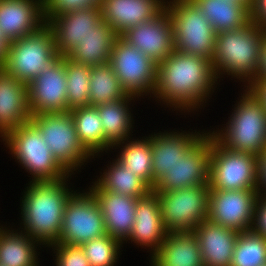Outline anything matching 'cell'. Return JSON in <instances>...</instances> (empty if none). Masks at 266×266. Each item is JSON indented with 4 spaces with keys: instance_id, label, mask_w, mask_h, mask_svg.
<instances>
[{
    "instance_id": "obj_33",
    "label": "cell",
    "mask_w": 266,
    "mask_h": 266,
    "mask_svg": "<svg viewBox=\"0 0 266 266\" xmlns=\"http://www.w3.org/2000/svg\"><path fill=\"white\" fill-rule=\"evenodd\" d=\"M147 138V139H146ZM144 137L142 140L118 143L122 150L117 160L125 167L141 178L151 189L153 188L152 176V150L151 137ZM125 144V146H123Z\"/></svg>"
},
{
    "instance_id": "obj_3",
    "label": "cell",
    "mask_w": 266,
    "mask_h": 266,
    "mask_svg": "<svg viewBox=\"0 0 266 266\" xmlns=\"http://www.w3.org/2000/svg\"><path fill=\"white\" fill-rule=\"evenodd\" d=\"M265 32L266 28L251 20L240 29L217 33L211 60L217 79L224 72L249 83L257 73L260 44Z\"/></svg>"
},
{
    "instance_id": "obj_41",
    "label": "cell",
    "mask_w": 266,
    "mask_h": 266,
    "mask_svg": "<svg viewBox=\"0 0 266 266\" xmlns=\"http://www.w3.org/2000/svg\"><path fill=\"white\" fill-rule=\"evenodd\" d=\"M265 80H266V32L260 44V58L257 67V73L255 77L248 84L250 85L252 82H261Z\"/></svg>"
},
{
    "instance_id": "obj_14",
    "label": "cell",
    "mask_w": 266,
    "mask_h": 266,
    "mask_svg": "<svg viewBox=\"0 0 266 266\" xmlns=\"http://www.w3.org/2000/svg\"><path fill=\"white\" fill-rule=\"evenodd\" d=\"M211 134L205 135L154 185L152 191H172L209 185Z\"/></svg>"
},
{
    "instance_id": "obj_18",
    "label": "cell",
    "mask_w": 266,
    "mask_h": 266,
    "mask_svg": "<svg viewBox=\"0 0 266 266\" xmlns=\"http://www.w3.org/2000/svg\"><path fill=\"white\" fill-rule=\"evenodd\" d=\"M164 0H101L103 20L118 36L127 29L152 20L165 9Z\"/></svg>"
},
{
    "instance_id": "obj_28",
    "label": "cell",
    "mask_w": 266,
    "mask_h": 266,
    "mask_svg": "<svg viewBox=\"0 0 266 266\" xmlns=\"http://www.w3.org/2000/svg\"><path fill=\"white\" fill-rule=\"evenodd\" d=\"M134 98L136 97L128 95L126 98L95 107L104 130L105 150H110L111 147L113 148L118 143L125 142L130 138L133 118H131L132 114L129 111L128 103Z\"/></svg>"
},
{
    "instance_id": "obj_26",
    "label": "cell",
    "mask_w": 266,
    "mask_h": 266,
    "mask_svg": "<svg viewBox=\"0 0 266 266\" xmlns=\"http://www.w3.org/2000/svg\"><path fill=\"white\" fill-rule=\"evenodd\" d=\"M117 37L112 27L102 20L66 57L88 67L109 63Z\"/></svg>"
},
{
    "instance_id": "obj_2",
    "label": "cell",
    "mask_w": 266,
    "mask_h": 266,
    "mask_svg": "<svg viewBox=\"0 0 266 266\" xmlns=\"http://www.w3.org/2000/svg\"><path fill=\"white\" fill-rule=\"evenodd\" d=\"M66 178L58 181L30 182L24 192L21 215L24 231L36 244L49 247L58 242L64 209L73 191Z\"/></svg>"
},
{
    "instance_id": "obj_17",
    "label": "cell",
    "mask_w": 266,
    "mask_h": 266,
    "mask_svg": "<svg viewBox=\"0 0 266 266\" xmlns=\"http://www.w3.org/2000/svg\"><path fill=\"white\" fill-rule=\"evenodd\" d=\"M102 20L100 6L75 9L48 19L58 56L65 57Z\"/></svg>"
},
{
    "instance_id": "obj_40",
    "label": "cell",
    "mask_w": 266,
    "mask_h": 266,
    "mask_svg": "<svg viewBox=\"0 0 266 266\" xmlns=\"http://www.w3.org/2000/svg\"><path fill=\"white\" fill-rule=\"evenodd\" d=\"M251 20L256 25L266 28V0H253Z\"/></svg>"
},
{
    "instance_id": "obj_6",
    "label": "cell",
    "mask_w": 266,
    "mask_h": 266,
    "mask_svg": "<svg viewBox=\"0 0 266 266\" xmlns=\"http://www.w3.org/2000/svg\"><path fill=\"white\" fill-rule=\"evenodd\" d=\"M2 139L20 165L33 175L32 182L58 181L69 175L31 121L9 131Z\"/></svg>"
},
{
    "instance_id": "obj_31",
    "label": "cell",
    "mask_w": 266,
    "mask_h": 266,
    "mask_svg": "<svg viewBox=\"0 0 266 266\" xmlns=\"http://www.w3.org/2000/svg\"><path fill=\"white\" fill-rule=\"evenodd\" d=\"M82 146L94 157L105 150L104 130L95 107L83 106L70 110ZM95 154V155H94Z\"/></svg>"
},
{
    "instance_id": "obj_44",
    "label": "cell",
    "mask_w": 266,
    "mask_h": 266,
    "mask_svg": "<svg viewBox=\"0 0 266 266\" xmlns=\"http://www.w3.org/2000/svg\"><path fill=\"white\" fill-rule=\"evenodd\" d=\"M10 42L11 41L0 31V67L5 63Z\"/></svg>"
},
{
    "instance_id": "obj_27",
    "label": "cell",
    "mask_w": 266,
    "mask_h": 266,
    "mask_svg": "<svg viewBox=\"0 0 266 266\" xmlns=\"http://www.w3.org/2000/svg\"><path fill=\"white\" fill-rule=\"evenodd\" d=\"M216 33L237 30L251 21L252 3L231 0H192Z\"/></svg>"
},
{
    "instance_id": "obj_15",
    "label": "cell",
    "mask_w": 266,
    "mask_h": 266,
    "mask_svg": "<svg viewBox=\"0 0 266 266\" xmlns=\"http://www.w3.org/2000/svg\"><path fill=\"white\" fill-rule=\"evenodd\" d=\"M64 57L59 56L28 85L32 115L68 112Z\"/></svg>"
},
{
    "instance_id": "obj_39",
    "label": "cell",
    "mask_w": 266,
    "mask_h": 266,
    "mask_svg": "<svg viewBox=\"0 0 266 266\" xmlns=\"http://www.w3.org/2000/svg\"><path fill=\"white\" fill-rule=\"evenodd\" d=\"M251 230L266 238V197L259 195L255 203L254 220Z\"/></svg>"
},
{
    "instance_id": "obj_34",
    "label": "cell",
    "mask_w": 266,
    "mask_h": 266,
    "mask_svg": "<svg viewBox=\"0 0 266 266\" xmlns=\"http://www.w3.org/2000/svg\"><path fill=\"white\" fill-rule=\"evenodd\" d=\"M66 72V100L68 110L76 107L89 106V87L91 67L69 60L64 57Z\"/></svg>"
},
{
    "instance_id": "obj_20",
    "label": "cell",
    "mask_w": 266,
    "mask_h": 266,
    "mask_svg": "<svg viewBox=\"0 0 266 266\" xmlns=\"http://www.w3.org/2000/svg\"><path fill=\"white\" fill-rule=\"evenodd\" d=\"M99 203L106 233L121 243L132 232L137 198L101 190L95 183L89 188Z\"/></svg>"
},
{
    "instance_id": "obj_11",
    "label": "cell",
    "mask_w": 266,
    "mask_h": 266,
    "mask_svg": "<svg viewBox=\"0 0 266 266\" xmlns=\"http://www.w3.org/2000/svg\"><path fill=\"white\" fill-rule=\"evenodd\" d=\"M109 64L127 95L138 97L153 94L157 64L120 36L115 39Z\"/></svg>"
},
{
    "instance_id": "obj_7",
    "label": "cell",
    "mask_w": 266,
    "mask_h": 266,
    "mask_svg": "<svg viewBox=\"0 0 266 266\" xmlns=\"http://www.w3.org/2000/svg\"><path fill=\"white\" fill-rule=\"evenodd\" d=\"M58 57L53 31L45 23L34 33L10 42L2 68L28 85Z\"/></svg>"
},
{
    "instance_id": "obj_9",
    "label": "cell",
    "mask_w": 266,
    "mask_h": 266,
    "mask_svg": "<svg viewBox=\"0 0 266 266\" xmlns=\"http://www.w3.org/2000/svg\"><path fill=\"white\" fill-rule=\"evenodd\" d=\"M258 156L229 150L211 135L209 186L214 190L258 189Z\"/></svg>"
},
{
    "instance_id": "obj_43",
    "label": "cell",
    "mask_w": 266,
    "mask_h": 266,
    "mask_svg": "<svg viewBox=\"0 0 266 266\" xmlns=\"http://www.w3.org/2000/svg\"><path fill=\"white\" fill-rule=\"evenodd\" d=\"M246 87L256 96L266 110V80L261 82H252Z\"/></svg>"
},
{
    "instance_id": "obj_42",
    "label": "cell",
    "mask_w": 266,
    "mask_h": 266,
    "mask_svg": "<svg viewBox=\"0 0 266 266\" xmlns=\"http://www.w3.org/2000/svg\"><path fill=\"white\" fill-rule=\"evenodd\" d=\"M258 191L259 195L266 197V147L265 149L258 155ZM264 187V189L262 187ZM262 188V189H261ZM264 191V193L262 191ZM262 192V194H261Z\"/></svg>"
},
{
    "instance_id": "obj_36",
    "label": "cell",
    "mask_w": 266,
    "mask_h": 266,
    "mask_svg": "<svg viewBox=\"0 0 266 266\" xmlns=\"http://www.w3.org/2000/svg\"><path fill=\"white\" fill-rule=\"evenodd\" d=\"M121 246L122 243L119 240L108 234L81 244L91 266H114L119 258L118 250Z\"/></svg>"
},
{
    "instance_id": "obj_25",
    "label": "cell",
    "mask_w": 266,
    "mask_h": 266,
    "mask_svg": "<svg viewBox=\"0 0 266 266\" xmlns=\"http://www.w3.org/2000/svg\"><path fill=\"white\" fill-rule=\"evenodd\" d=\"M151 259V266H204L198 238L193 231L167 233Z\"/></svg>"
},
{
    "instance_id": "obj_12",
    "label": "cell",
    "mask_w": 266,
    "mask_h": 266,
    "mask_svg": "<svg viewBox=\"0 0 266 266\" xmlns=\"http://www.w3.org/2000/svg\"><path fill=\"white\" fill-rule=\"evenodd\" d=\"M106 233L104 217L93 193H74L69 197L57 243L81 245Z\"/></svg>"
},
{
    "instance_id": "obj_32",
    "label": "cell",
    "mask_w": 266,
    "mask_h": 266,
    "mask_svg": "<svg viewBox=\"0 0 266 266\" xmlns=\"http://www.w3.org/2000/svg\"><path fill=\"white\" fill-rule=\"evenodd\" d=\"M127 96L109 63L91 67L89 106L96 107Z\"/></svg>"
},
{
    "instance_id": "obj_38",
    "label": "cell",
    "mask_w": 266,
    "mask_h": 266,
    "mask_svg": "<svg viewBox=\"0 0 266 266\" xmlns=\"http://www.w3.org/2000/svg\"><path fill=\"white\" fill-rule=\"evenodd\" d=\"M101 0H43L45 22L54 15L75 9L100 6Z\"/></svg>"
},
{
    "instance_id": "obj_4",
    "label": "cell",
    "mask_w": 266,
    "mask_h": 266,
    "mask_svg": "<svg viewBox=\"0 0 266 266\" xmlns=\"http://www.w3.org/2000/svg\"><path fill=\"white\" fill-rule=\"evenodd\" d=\"M244 91L227 126L210 134L229 150L258 156L266 147V110L248 88Z\"/></svg>"
},
{
    "instance_id": "obj_23",
    "label": "cell",
    "mask_w": 266,
    "mask_h": 266,
    "mask_svg": "<svg viewBox=\"0 0 266 266\" xmlns=\"http://www.w3.org/2000/svg\"><path fill=\"white\" fill-rule=\"evenodd\" d=\"M186 133V134H185ZM166 132L151 135L152 176L155 183L205 135L195 132Z\"/></svg>"
},
{
    "instance_id": "obj_30",
    "label": "cell",
    "mask_w": 266,
    "mask_h": 266,
    "mask_svg": "<svg viewBox=\"0 0 266 266\" xmlns=\"http://www.w3.org/2000/svg\"><path fill=\"white\" fill-rule=\"evenodd\" d=\"M100 178L94 183L105 191L126 195L128 197L142 198L152 189L132 171L115 159Z\"/></svg>"
},
{
    "instance_id": "obj_37",
    "label": "cell",
    "mask_w": 266,
    "mask_h": 266,
    "mask_svg": "<svg viewBox=\"0 0 266 266\" xmlns=\"http://www.w3.org/2000/svg\"><path fill=\"white\" fill-rule=\"evenodd\" d=\"M50 246L56 250V266H91L81 245L55 243Z\"/></svg>"
},
{
    "instance_id": "obj_5",
    "label": "cell",
    "mask_w": 266,
    "mask_h": 266,
    "mask_svg": "<svg viewBox=\"0 0 266 266\" xmlns=\"http://www.w3.org/2000/svg\"><path fill=\"white\" fill-rule=\"evenodd\" d=\"M165 9L172 20L174 49L185 54L212 60L216 32L203 12L192 0L166 2Z\"/></svg>"
},
{
    "instance_id": "obj_8",
    "label": "cell",
    "mask_w": 266,
    "mask_h": 266,
    "mask_svg": "<svg viewBox=\"0 0 266 266\" xmlns=\"http://www.w3.org/2000/svg\"><path fill=\"white\" fill-rule=\"evenodd\" d=\"M153 192L159 197L160 213L168 233L192 232L208 217L209 185Z\"/></svg>"
},
{
    "instance_id": "obj_45",
    "label": "cell",
    "mask_w": 266,
    "mask_h": 266,
    "mask_svg": "<svg viewBox=\"0 0 266 266\" xmlns=\"http://www.w3.org/2000/svg\"><path fill=\"white\" fill-rule=\"evenodd\" d=\"M231 1H235V2H238V3H252L251 0H231Z\"/></svg>"
},
{
    "instance_id": "obj_29",
    "label": "cell",
    "mask_w": 266,
    "mask_h": 266,
    "mask_svg": "<svg viewBox=\"0 0 266 266\" xmlns=\"http://www.w3.org/2000/svg\"><path fill=\"white\" fill-rule=\"evenodd\" d=\"M14 232L0 228V266H38L37 241L22 230Z\"/></svg>"
},
{
    "instance_id": "obj_21",
    "label": "cell",
    "mask_w": 266,
    "mask_h": 266,
    "mask_svg": "<svg viewBox=\"0 0 266 266\" xmlns=\"http://www.w3.org/2000/svg\"><path fill=\"white\" fill-rule=\"evenodd\" d=\"M27 84L0 67V135L30 121Z\"/></svg>"
},
{
    "instance_id": "obj_16",
    "label": "cell",
    "mask_w": 266,
    "mask_h": 266,
    "mask_svg": "<svg viewBox=\"0 0 266 266\" xmlns=\"http://www.w3.org/2000/svg\"><path fill=\"white\" fill-rule=\"evenodd\" d=\"M120 37L156 64L174 51L173 25L166 9L152 20L127 29Z\"/></svg>"
},
{
    "instance_id": "obj_35",
    "label": "cell",
    "mask_w": 266,
    "mask_h": 266,
    "mask_svg": "<svg viewBox=\"0 0 266 266\" xmlns=\"http://www.w3.org/2000/svg\"><path fill=\"white\" fill-rule=\"evenodd\" d=\"M266 265V238L252 230L240 232L233 251L231 266Z\"/></svg>"
},
{
    "instance_id": "obj_13",
    "label": "cell",
    "mask_w": 266,
    "mask_h": 266,
    "mask_svg": "<svg viewBox=\"0 0 266 266\" xmlns=\"http://www.w3.org/2000/svg\"><path fill=\"white\" fill-rule=\"evenodd\" d=\"M258 189H210L207 219L236 232L251 230Z\"/></svg>"
},
{
    "instance_id": "obj_1",
    "label": "cell",
    "mask_w": 266,
    "mask_h": 266,
    "mask_svg": "<svg viewBox=\"0 0 266 266\" xmlns=\"http://www.w3.org/2000/svg\"><path fill=\"white\" fill-rule=\"evenodd\" d=\"M215 83L217 77L210 60L174 49L157 64L153 94L174 109L194 110L201 102L206 103Z\"/></svg>"
},
{
    "instance_id": "obj_22",
    "label": "cell",
    "mask_w": 266,
    "mask_h": 266,
    "mask_svg": "<svg viewBox=\"0 0 266 266\" xmlns=\"http://www.w3.org/2000/svg\"><path fill=\"white\" fill-rule=\"evenodd\" d=\"M167 230L163 224L160 213L159 197L157 193L150 191L146 196L137 199L135 208V220L132 232L127 240L150 247L154 254L164 241Z\"/></svg>"
},
{
    "instance_id": "obj_24",
    "label": "cell",
    "mask_w": 266,
    "mask_h": 266,
    "mask_svg": "<svg viewBox=\"0 0 266 266\" xmlns=\"http://www.w3.org/2000/svg\"><path fill=\"white\" fill-rule=\"evenodd\" d=\"M193 232L198 238L204 266H231L239 232L208 219L200 223Z\"/></svg>"
},
{
    "instance_id": "obj_10",
    "label": "cell",
    "mask_w": 266,
    "mask_h": 266,
    "mask_svg": "<svg viewBox=\"0 0 266 266\" xmlns=\"http://www.w3.org/2000/svg\"><path fill=\"white\" fill-rule=\"evenodd\" d=\"M30 121L42 134L55 159L69 173L92 157L78 138L70 111L32 115Z\"/></svg>"
},
{
    "instance_id": "obj_19",
    "label": "cell",
    "mask_w": 266,
    "mask_h": 266,
    "mask_svg": "<svg viewBox=\"0 0 266 266\" xmlns=\"http://www.w3.org/2000/svg\"><path fill=\"white\" fill-rule=\"evenodd\" d=\"M45 23L43 0H0V31L10 41L34 33Z\"/></svg>"
}]
</instances>
